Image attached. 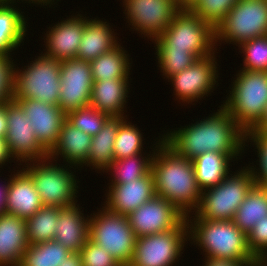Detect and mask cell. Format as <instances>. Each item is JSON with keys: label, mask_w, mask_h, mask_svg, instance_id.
I'll list each match as a JSON object with an SVG mask.
<instances>
[{"label": "cell", "mask_w": 267, "mask_h": 266, "mask_svg": "<svg viewBox=\"0 0 267 266\" xmlns=\"http://www.w3.org/2000/svg\"><path fill=\"white\" fill-rule=\"evenodd\" d=\"M154 145L151 172L156 195L173 203L186 216L190 215L199 206L202 194L192 160L177 155L161 137Z\"/></svg>", "instance_id": "obj_2"}, {"label": "cell", "mask_w": 267, "mask_h": 266, "mask_svg": "<svg viewBox=\"0 0 267 266\" xmlns=\"http://www.w3.org/2000/svg\"><path fill=\"white\" fill-rule=\"evenodd\" d=\"M249 166L241 167L234 175L229 173L216 186L202 190L194 215L207 220H233L247 192L255 184Z\"/></svg>", "instance_id": "obj_6"}, {"label": "cell", "mask_w": 267, "mask_h": 266, "mask_svg": "<svg viewBox=\"0 0 267 266\" xmlns=\"http://www.w3.org/2000/svg\"><path fill=\"white\" fill-rule=\"evenodd\" d=\"M21 70L14 68L13 99H36L58 105L60 96V61L43 54ZM19 69V70H18Z\"/></svg>", "instance_id": "obj_8"}, {"label": "cell", "mask_w": 267, "mask_h": 266, "mask_svg": "<svg viewBox=\"0 0 267 266\" xmlns=\"http://www.w3.org/2000/svg\"><path fill=\"white\" fill-rule=\"evenodd\" d=\"M128 85L129 79L93 81L89 105L111 117H127L123 111L129 97Z\"/></svg>", "instance_id": "obj_23"}, {"label": "cell", "mask_w": 267, "mask_h": 266, "mask_svg": "<svg viewBox=\"0 0 267 266\" xmlns=\"http://www.w3.org/2000/svg\"><path fill=\"white\" fill-rule=\"evenodd\" d=\"M52 161L48 156L25 163L26 166L22 169L33 180L43 206L67 207L76 204L78 181L70 170L73 166H60L57 162L55 165Z\"/></svg>", "instance_id": "obj_7"}, {"label": "cell", "mask_w": 267, "mask_h": 266, "mask_svg": "<svg viewBox=\"0 0 267 266\" xmlns=\"http://www.w3.org/2000/svg\"><path fill=\"white\" fill-rule=\"evenodd\" d=\"M11 158L5 138H0V168L5 165V162H9Z\"/></svg>", "instance_id": "obj_46"}, {"label": "cell", "mask_w": 267, "mask_h": 266, "mask_svg": "<svg viewBox=\"0 0 267 266\" xmlns=\"http://www.w3.org/2000/svg\"><path fill=\"white\" fill-rule=\"evenodd\" d=\"M10 178L3 182L5 184L0 185V215H4L7 213V194H8V188L10 185L11 175Z\"/></svg>", "instance_id": "obj_44"}, {"label": "cell", "mask_w": 267, "mask_h": 266, "mask_svg": "<svg viewBox=\"0 0 267 266\" xmlns=\"http://www.w3.org/2000/svg\"><path fill=\"white\" fill-rule=\"evenodd\" d=\"M193 217L186 216L188 229H190L188 241L193 240L191 243L205 252V258L251 262L254 266L258 264L259 261L248 247L247 234L232 220H207L196 215Z\"/></svg>", "instance_id": "obj_3"}, {"label": "cell", "mask_w": 267, "mask_h": 266, "mask_svg": "<svg viewBox=\"0 0 267 266\" xmlns=\"http://www.w3.org/2000/svg\"><path fill=\"white\" fill-rule=\"evenodd\" d=\"M42 206L31 177L23 169L13 173L7 194V213L26 220Z\"/></svg>", "instance_id": "obj_22"}, {"label": "cell", "mask_w": 267, "mask_h": 266, "mask_svg": "<svg viewBox=\"0 0 267 266\" xmlns=\"http://www.w3.org/2000/svg\"><path fill=\"white\" fill-rule=\"evenodd\" d=\"M79 253L83 266H122L104 247L95 244L90 239Z\"/></svg>", "instance_id": "obj_40"}, {"label": "cell", "mask_w": 267, "mask_h": 266, "mask_svg": "<svg viewBox=\"0 0 267 266\" xmlns=\"http://www.w3.org/2000/svg\"><path fill=\"white\" fill-rule=\"evenodd\" d=\"M244 54L243 70L267 71V35L256 37L238 46Z\"/></svg>", "instance_id": "obj_36"}, {"label": "cell", "mask_w": 267, "mask_h": 266, "mask_svg": "<svg viewBox=\"0 0 267 266\" xmlns=\"http://www.w3.org/2000/svg\"><path fill=\"white\" fill-rule=\"evenodd\" d=\"M245 142H253L255 149H257V157L259 158V161L257 160L259 164L257 165L260 168L258 170L254 166L249 167L252 171L255 184L267 187V132L246 131Z\"/></svg>", "instance_id": "obj_39"}, {"label": "cell", "mask_w": 267, "mask_h": 266, "mask_svg": "<svg viewBox=\"0 0 267 266\" xmlns=\"http://www.w3.org/2000/svg\"><path fill=\"white\" fill-rule=\"evenodd\" d=\"M256 266H267V265L262 260H260Z\"/></svg>", "instance_id": "obj_51"}, {"label": "cell", "mask_w": 267, "mask_h": 266, "mask_svg": "<svg viewBox=\"0 0 267 266\" xmlns=\"http://www.w3.org/2000/svg\"><path fill=\"white\" fill-rule=\"evenodd\" d=\"M7 101L0 103V138H5L7 132Z\"/></svg>", "instance_id": "obj_45"}, {"label": "cell", "mask_w": 267, "mask_h": 266, "mask_svg": "<svg viewBox=\"0 0 267 266\" xmlns=\"http://www.w3.org/2000/svg\"><path fill=\"white\" fill-rule=\"evenodd\" d=\"M196 123L171 129L162 135L163 142L177 155L193 160L206 152L242 155L246 132L222 107Z\"/></svg>", "instance_id": "obj_1"}, {"label": "cell", "mask_w": 267, "mask_h": 266, "mask_svg": "<svg viewBox=\"0 0 267 266\" xmlns=\"http://www.w3.org/2000/svg\"><path fill=\"white\" fill-rule=\"evenodd\" d=\"M186 217L173 229L143 237H136L130 266H172L180 260L188 240Z\"/></svg>", "instance_id": "obj_11"}, {"label": "cell", "mask_w": 267, "mask_h": 266, "mask_svg": "<svg viewBox=\"0 0 267 266\" xmlns=\"http://www.w3.org/2000/svg\"><path fill=\"white\" fill-rule=\"evenodd\" d=\"M92 137L80 129L64 121L57 144L49 152V158L58 160L60 154L63 161L76 168H82L87 161L90 151ZM57 159V160H55ZM81 166V167H80Z\"/></svg>", "instance_id": "obj_24"}, {"label": "cell", "mask_w": 267, "mask_h": 266, "mask_svg": "<svg viewBox=\"0 0 267 266\" xmlns=\"http://www.w3.org/2000/svg\"><path fill=\"white\" fill-rule=\"evenodd\" d=\"M205 265L203 266H254L251 262H242L235 261L232 259H223V258H205Z\"/></svg>", "instance_id": "obj_43"}, {"label": "cell", "mask_w": 267, "mask_h": 266, "mask_svg": "<svg viewBox=\"0 0 267 266\" xmlns=\"http://www.w3.org/2000/svg\"><path fill=\"white\" fill-rule=\"evenodd\" d=\"M71 253L55 240L36 243L28 245L19 266H59Z\"/></svg>", "instance_id": "obj_31"}, {"label": "cell", "mask_w": 267, "mask_h": 266, "mask_svg": "<svg viewBox=\"0 0 267 266\" xmlns=\"http://www.w3.org/2000/svg\"><path fill=\"white\" fill-rule=\"evenodd\" d=\"M248 247L252 255L263 260L267 255V219L258 221L247 234Z\"/></svg>", "instance_id": "obj_41"}, {"label": "cell", "mask_w": 267, "mask_h": 266, "mask_svg": "<svg viewBox=\"0 0 267 266\" xmlns=\"http://www.w3.org/2000/svg\"><path fill=\"white\" fill-rule=\"evenodd\" d=\"M12 56H0V103L13 99L14 68Z\"/></svg>", "instance_id": "obj_42"}, {"label": "cell", "mask_w": 267, "mask_h": 266, "mask_svg": "<svg viewBox=\"0 0 267 266\" xmlns=\"http://www.w3.org/2000/svg\"><path fill=\"white\" fill-rule=\"evenodd\" d=\"M60 77L57 106L65 114L90 104L93 78L89 61L77 58L60 61Z\"/></svg>", "instance_id": "obj_14"}, {"label": "cell", "mask_w": 267, "mask_h": 266, "mask_svg": "<svg viewBox=\"0 0 267 266\" xmlns=\"http://www.w3.org/2000/svg\"><path fill=\"white\" fill-rule=\"evenodd\" d=\"M221 106L246 132L263 118L267 107V71L239 70Z\"/></svg>", "instance_id": "obj_4"}, {"label": "cell", "mask_w": 267, "mask_h": 266, "mask_svg": "<svg viewBox=\"0 0 267 266\" xmlns=\"http://www.w3.org/2000/svg\"><path fill=\"white\" fill-rule=\"evenodd\" d=\"M30 119L36 138L50 152L57 144L66 114L55 105L36 99H14Z\"/></svg>", "instance_id": "obj_17"}, {"label": "cell", "mask_w": 267, "mask_h": 266, "mask_svg": "<svg viewBox=\"0 0 267 266\" xmlns=\"http://www.w3.org/2000/svg\"><path fill=\"white\" fill-rule=\"evenodd\" d=\"M125 118L120 124L114 142V160L142 154L143 136L140 129Z\"/></svg>", "instance_id": "obj_34"}, {"label": "cell", "mask_w": 267, "mask_h": 266, "mask_svg": "<svg viewBox=\"0 0 267 266\" xmlns=\"http://www.w3.org/2000/svg\"><path fill=\"white\" fill-rule=\"evenodd\" d=\"M28 245L26 221L8 213L0 215V266H19Z\"/></svg>", "instance_id": "obj_21"}, {"label": "cell", "mask_w": 267, "mask_h": 266, "mask_svg": "<svg viewBox=\"0 0 267 266\" xmlns=\"http://www.w3.org/2000/svg\"><path fill=\"white\" fill-rule=\"evenodd\" d=\"M124 49L119 42L115 48L90 61L93 81L130 78L132 63Z\"/></svg>", "instance_id": "obj_29"}, {"label": "cell", "mask_w": 267, "mask_h": 266, "mask_svg": "<svg viewBox=\"0 0 267 266\" xmlns=\"http://www.w3.org/2000/svg\"><path fill=\"white\" fill-rule=\"evenodd\" d=\"M267 219V187L254 184L234 215L233 222L245 234L255 223Z\"/></svg>", "instance_id": "obj_30"}, {"label": "cell", "mask_w": 267, "mask_h": 266, "mask_svg": "<svg viewBox=\"0 0 267 266\" xmlns=\"http://www.w3.org/2000/svg\"><path fill=\"white\" fill-rule=\"evenodd\" d=\"M217 60L215 53L198 59L193 65L180 73L171 76L175 97L182 103H190L208 96L213 92L218 79ZM208 94V95H207Z\"/></svg>", "instance_id": "obj_15"}, {"label": "cell", "mask_w": 267, "mask_h": 266, "mask_svg": "<svg viewBox=\"0 0 267 266\" xmlns=\"http://www.w3.org/2000/svg\"><path fill=\"white\" fill-rule=\"evenodd\" d=\"M115 35L114 29L106 21L87 19L85 16L84 32L76 58L90 62L115 48L119 44Z\"/></svg>", "instance_id": "obj_25"}, {"label": "cell", "mask_w": 267, "mask_h": 266, "mask_svg": "<svg viewBox=\"0 0 267 266\" xmlns=\"http://www.w3.org/2000/svg\"><path fill=\"white\" fill-rule=\"evenodd\" d=\"M109 117L108 114L96 110L91 105L78 108L77 110L66 114V120L71 125L91 137L96 135L102 129Z\"/></svg>", "instance_id": "obj_35"}, {"label": "cell", "mask_w": 267, "mask_h": 266, "mask_svg": "<svg viewBox=\"0 0 267 266\" xmlns=\"http://www.w3.org/2000/svg\"><path fill=\"white\" fill-rule=\"evenodd\" d=\"M82 212L77 203L61 207L57 220L54 240L73 253H79L89 240L90 216L85 218Z\"/></svg>", "instance_id": "obj_20"}, {"label": "cell", "mask_w": 267, "mask_h": 266, "mask_svg": "<svg viewBox=\"0 0 267 266\" xmlns=\"http://www.w3.org/2000/svg\"><path fill=\"white\" fill-rule=\"evenodd\" d=\"M59 266H83L80 253H71Z\"/></svg>", "instance_id": "obj_47"}, {"label": "cell", "mask_w": 267, "mask_h": 266, "mask_svg": "<svg viewBox=\"0 0 267 266\" xmlns=\"http://www.w3.org/2000/svg\"><path fill=\"white\" fill-rule=\"evenodd\" d=\"M102 207L99 212L90 216L89 239L104 247L122 266L128 265L136 243L128 217Z\"/></svg>", "instance_id": "obj_10"}, {"label": "cell", "mask_w": 267, "mask_h": 266, "mask_svg": "<svg viewBox=\"0 0 267 266\" xmlns=\"http://www.w3.org/2000/svg\"><path fill=\"white\" fill-rule=\"evenodd\" d=\"M153 41L156 50L190 51L198 59L216 52L214 28L189 9H181L161 36Z\"/></svg>", "instance_id": "obj_5"}, {"label": "cell", "mask_w": 267, "mask_h": 266, "mask_svg": "<svg viewBox=\"0 0 267 266\" xmlns=\"http://www.w3.org/2000/svg\"><path fill=\"white\" fill-rule=\"evenodd\" d=\"M8 2V0H0V3Z\"/></svg>", "instance_id": "obj_53"}, {"label": "cell", "mask_w": 267, "mask_h": 266, "mask_svg": "<svg viewBox=\"0 0 267 266\" xmlns=\"http://www.w3.org/2000/svg\"><path fill=\"white\" fill-rule=\"evenodd\" d=\"M7 125V148L13 160L20 161L18 165L49 156L36 138L30 119L14 99L7 101Z\"/></svg>", "instance_id": "obj_13"}, {"label": "cell", "mask_w": 267, "mask_h": 266, "mask_svg": "<svg viewBox=\"0 0 267 266\" xmlns=\"http://www.w3.org/2000/svg\"><path fill=\"white\" fill-rule=\"evenodd\" d=\"M85 17L81 14L61 20L46 32V53L44 55L58 61L76 59L84 32Z\"/></svg>", "instance_id": "obj_19"}, {"label": "cell", "mask_w": 267, "mask_h": 266, "mask_svg": "<svg viewBox=\"0 0 267 266\" xmlns=\"http://www.w3.org/2000/svg\"><path fill=\"white\" fill-rule=\"evenodd\" d=\"M127 217L135 236L143 237L175 228L186 215L173 203L155 195Z\"/></svg>", "instance_id": "obj_16"}, {"label": "cell", "mask_w": 267, "mask_h": 266, "mask_svg": "<svg viewBox=\"0 0 267 266\" xmlns=\"http://www.w3.org/2000/svg\"><path fill=\"white\" fill-rule=\"evenodd\" d=\"M158 66L168 80L171 76L180 73L185 68L193 65L198 58L190 51L156 50Z\"/></svg>", "instance_id": "obj_37"}, {"label": "cell", "mask_w": 267, "mask_h": 266, "mask_svg": "<svg viewBox=\"0 0 267 266\" xmlns=\"http://www.w3.org/2000/svg\"><path fill=\"white\" fill-rule=\"evenodd\" d=\"M153 149L151 150L152 154H147L145 157L138 154L113 160L111 166L106 170L107 172L111 171L113 177L109 184H124L126 181H135L147 175L151 171L155 148Z\"/></svg>", "instance_id": "obj_33"}, {"label": "cell", "mask_w": 267, "mask_h": 266, "mask_svg": "<svg viewBox=\"0 0 267 266\" xmlns=\"http://www.w3.org/2000/svg\"><path fill=\"white\" fill-rule=\"evenodd\" d=\"M237 2L238 0H196L189 10L215 29Z\"/></svg>", "instance_id": "obj_38"}, {"label": "cell", "mask_w": 267, "mask_h": 266, "mask_svg": "<svg viewBox=\"0 0 267 266\" xmlns=\"http://www.w3.org/2000/svg\"><path fill=\"white\" fill-rule=\"evenodd\" d=\"M214 31L215 45H218L216 42L225 41L240 46L267 35V1L238 0Z\"/></svg>", "instance_id": "obj_9"}, {"label": "cell", "mask_w": 267, "mask_h": 266, "mask_svg": "<svg viewBox=\"0 0 267 266\" xmlns=\"http://www.w3.org/2000/svg\"><path fill=\"white\" fill-rule=\"evenodd\" d=\"M123 7L129 25L152 42L181 10L176 0H123Z\"/></svg>", "instance_id": "obj_12"}, {"label": "cell", "mask_w": 267, "mask_h": 266, "mask_svg": "<svg viewBox=\"0 0 267 266\" xmlns=\"http://www.w3.org/2000/svg\"><path fill=\"white\" fill-rule=\"evenodd\" d=\"M9 2H13V3H16V0H8ZM22 2L24 1H26L25 3H29V4H41V6L40 7H42V5L43 6H47V5H49V7H51V5L53 4V2H54V0H21ZM56 1V0H55ZM17 2H19V0L17 1Z\"/></svg>", "instance_id": "obj_49"}, {"label": "cell", "mask_w": 267, "mask_h": 266, "mask_svg": "<svg viewBox=\"0 0 267 266\" xmlns=\"http://www.w3.org/2000/svg\"><path fill=\"white\" fill-rule=\"evenodd\" d=\"M108 188L104 207L124 216H128L156 195L151 171L138 180L126 181L124 184H109Z\"/></svg>", "instance_id": "obj_18"}, {"label": "cell", "mask_w": 267, "mask_h": 266, "mask_svg": "<svg viewBox=\"0 0 267 266\" xmlns=\"http://www.w3.org/2000/svg\"><path fill=\"white\" fill-rule=\"evenodd\" d=\"M60 210L61 207L42 206L25 220L29 245L54 240Z\"/></svg>", "instance_id": "obj_32"}, {"label": "cell", "mask_w": 267, "mask_h": 266, "mask_svg": "<svg viewBox=\"0 0 267 266\" xmlns=\"http://www.w3.org/2000/svg\"><path fill=\"white\" fill-rule=\"evenodd\" d=\"M249 131H261V132H267V107L265 110V114L261 121L252 129Z\"/></svg>", "instance_id": "obj_48"}, {"label": "cell", "mask_w": 267, "mask_h": 266, "mask_svg": "<svg viewBox=\"0 0 267 266\" xmlns=\"http://www.w3.org/2000/svg\"><path fill=\"white\" fill-rule=\"evenodd\" d=\"M262 261L267 265V255H266V257L263 258Z\"/></svg>", "instance_id": "obj_52"}, {"label": "cell", "mask_w": 267, "mask_h": 266, "mask_svg": "<svg viewBox=\"0 0 267 266\" xmlns=\"http://www.w3.org/2000/svg\"><path fill=\"white\" fill-rule=\"evenodd\" d=\"M14 5L9 1L0 3V56H11L10 52L16 50L27 35V20Z\"/></svg>", "instance_id": "obj_26"}, {"label": "cell", "mask_w": 267, "mask_h": 266, "mask_svg": "<svg viewBox=\"0 0 267 266\" xmlns=\"http://www.w3.org/2000/svg\"><path fill=\"white\" fill-rule=\"evenodd\" d=\"M240 155H225L223 153L206 152L192 160L196 182L201 190L216 186L230 171V161Z\"/></svg>", "instance_id": "obj_28"}, {"label": "cell", "mask_w": 267, "mask_h": 266, "mask_svg": "<svg viewBox=\"0 0 267 266\" xmlns=\"http://www.w3.org/2000/svg\"><path fill=\"white\" fill-rule=\"evenodd\" d=\"M176 2L181 9H189L196 0H176Z\"/></svg>", "instance_id": "obj_50"}, {"label": "cell", "mask_w": 267, "mask_h": 266, "mask_svg": "<svg viewBox=\"0 0 267 266\" xmlns=\"http://www.w3.org/2000/svg\"><path fill=\"white\" fill-rule=\"evenodd\" d=\"M125 117H109L102 129L92 137L90 151L87 161L83 166H93L92 169L107 170L114 160V142L116 139L119 124Z\"/></svg>", "instance_id": "obj_27"}]
</instances>
